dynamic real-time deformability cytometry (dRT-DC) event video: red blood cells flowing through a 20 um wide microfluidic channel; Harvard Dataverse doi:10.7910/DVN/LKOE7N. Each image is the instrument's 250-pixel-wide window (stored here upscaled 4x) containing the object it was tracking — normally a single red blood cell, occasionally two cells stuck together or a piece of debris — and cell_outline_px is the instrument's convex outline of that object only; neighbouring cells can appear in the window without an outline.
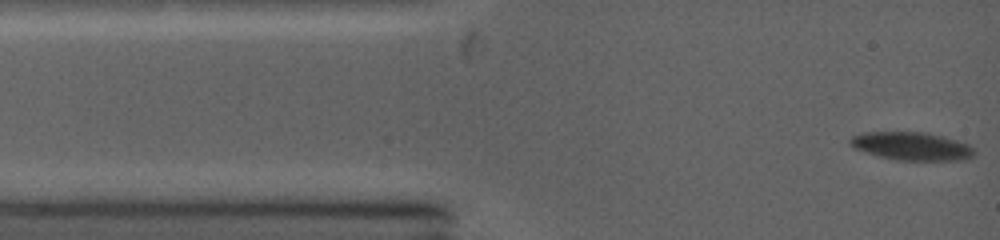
{"species": "common noctule bat (a hibernating species)", "species_latin": "Nyctalus noctula", "temperature_condition": "warm", "stored_images_in_passage": 93, "camera_frame_rate_fps": 5000, "um_per_image_px": 0.085, "animal": {"sex": "female", "body_mass_g": 19.0, "forearm_length_mm": 53.3}, "frame": {"image": 1, "passage_image": 1, "time_ms": 0.0, "image_size_px": [1000, 240], "cell_outline_px": [[976, 152], [972, 156], [964, 160], [896, 160], [880, 156], [856, 148], [848, 144], [848, 140], [852, 136], [860, 132], [928, 132], [944, 136], [968, 144]], "centroid_in_image_um": [77.49, 12.41], "position_along_channel_um": 7.5, "area_um2": 20.35}}
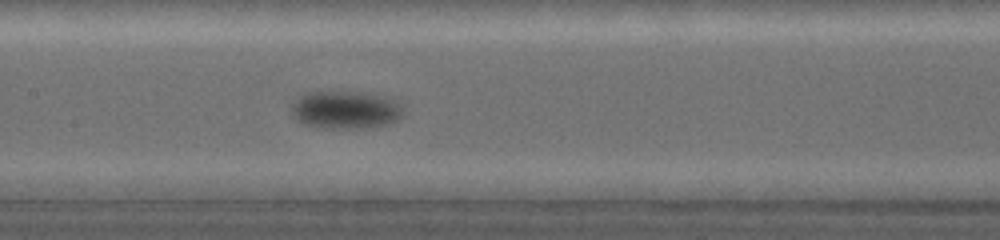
{"frame": {"image": 2, "passage_image": 27, "time_ms": 5.6, "image_size_px": [1000, 240], "cell_outline_px": [[404, 116], [388, 124], [372, 128], [320, 128], [304, 124], [296, 120], [292, 116], [292, 108], [304, 96], [320, 92], [332, 92], [368, 96], [388, 100], [396, 104], [400, 108]], "centroid_in_image_um": [29.33, 9.44], "position_along_channel_um": 178.1, "area_um2": 23.06}}
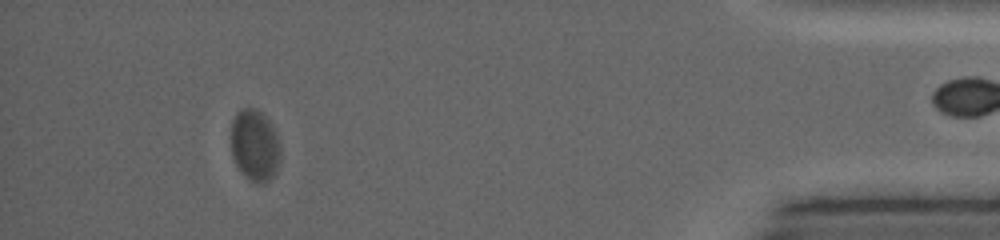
{"frame": {"image": 3, "passage_image": 74, "time_ms": 13.2, "image_size_px": [1000, 240], "cell_outline_px": [[280, 160], [276, 172], [264, 184], [260, 184], [252, 180], [240, 172], [232, 156], [232, 120], [236, 112], [240, 108], [256, 108], [272, 124], [276, 132], [280, 144]], "centroid_in_image_um": [21.67, 12.34], "position_along_channel_um": 413.5, "area_um2": 20.69}, "authors_computed_cell_mechanics": {"area_um2": 21.8484, "velocity_mm_per_s": 4.0653, "shape_relaxation_time_tau1_ms": 3.7634, "shape_relaxation_time_tau2_ms": null, "deformation_change_tau1": 0.1748, "deformation_change_tau2": null}}